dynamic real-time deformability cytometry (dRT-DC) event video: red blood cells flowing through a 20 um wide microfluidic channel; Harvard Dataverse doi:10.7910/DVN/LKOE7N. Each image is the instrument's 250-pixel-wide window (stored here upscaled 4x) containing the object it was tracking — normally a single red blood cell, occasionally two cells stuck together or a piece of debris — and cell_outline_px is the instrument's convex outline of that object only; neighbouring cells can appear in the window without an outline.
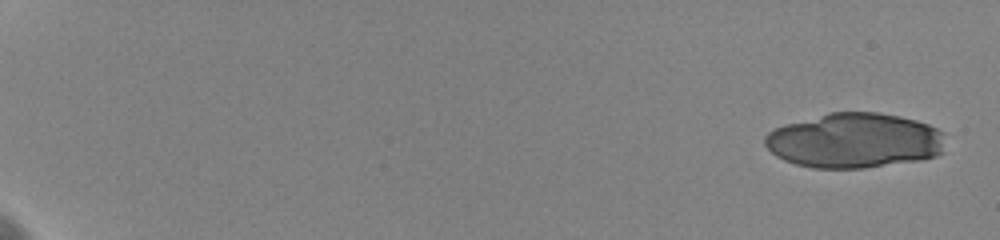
{"species": "human", "species_latin": "Homo sapiens", "temperature_condition": "cold", "stored_images_in_passage": 25, "camera_frame_rate_fps": 3000, "um_per_image_px": 0.085, "donor": {"sex": "female"}, "frame": {"image": 1, "passage_image": 1, "time_ms": 0.0, "image_size_px": [1000, 240], "cell_outline_px": [[944, 152], [936, 156], [920, 160], [864, 168], [812, 168], [796, 164], [784, 160], [776, 156], [764, 144], [764, 136], [768, 132], [784, 124], [828, 112], [880, 112], [900, 116], [916, 120], [928, 124], [944, 132]], "centroid_in_image_um": [72.64, 11.94], "position_along_channel_um": 12.4, "area_um2": 58.26}}